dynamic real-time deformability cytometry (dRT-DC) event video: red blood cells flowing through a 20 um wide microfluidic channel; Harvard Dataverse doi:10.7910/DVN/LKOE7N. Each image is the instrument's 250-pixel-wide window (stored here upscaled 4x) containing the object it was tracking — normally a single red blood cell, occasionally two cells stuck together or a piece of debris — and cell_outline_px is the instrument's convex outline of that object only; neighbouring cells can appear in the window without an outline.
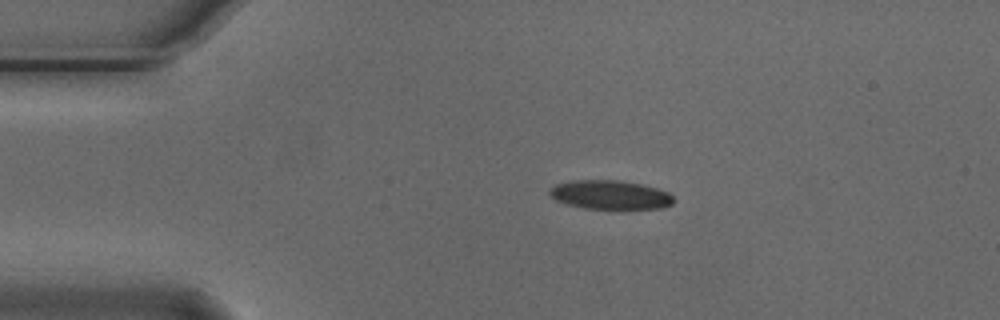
{"species": "Egyptian fruit bat (a non-hibernating species)", "species_latin": "Rousettus aegyptiacus", "temperature_condition": "cold", "stored_images_in_passage": 4, "camera_frame_rate_fps": 3000, "um_per_image_px": 0.085, "animal": {"sex": "male"}, "frame": {"image": 1, "passage_image": 2, "time_ms": 0.333, "image_size_px": [1000, 320], "cell_outline_px": [[676, 200], [672, 204], [664, 208], [584, 208], [568, 204], [556, 200], [548, 192], [556, 184], [572, 180], [620, 180], [640, 184], [656, 188], [668, 192]], "centroid_in_image_um": [51.89, 16.55], "position_along_channel_um": 33.1, "area_um2": 20.69}}
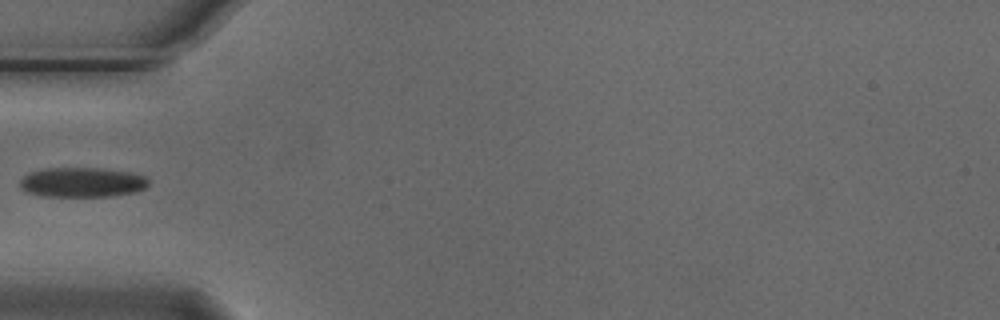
{"frame": {"image": 2, "passage_image": 4, "time_ms": 1.0, "image_size_px": [1000, 320], "cell_outline_px": [[148, 184], [144, 188], [136, 192], [112, 196], [44, 196], [24, 192], [20, 188], [20, 180], [28, 172], [40, 168], [100, 168], [128, 172], [144, 176], [148, 180]], "centroid_in_image_um": [6.92, 15.49], "position_along_channel_um": 78.1, "area_um2": 22.43}}